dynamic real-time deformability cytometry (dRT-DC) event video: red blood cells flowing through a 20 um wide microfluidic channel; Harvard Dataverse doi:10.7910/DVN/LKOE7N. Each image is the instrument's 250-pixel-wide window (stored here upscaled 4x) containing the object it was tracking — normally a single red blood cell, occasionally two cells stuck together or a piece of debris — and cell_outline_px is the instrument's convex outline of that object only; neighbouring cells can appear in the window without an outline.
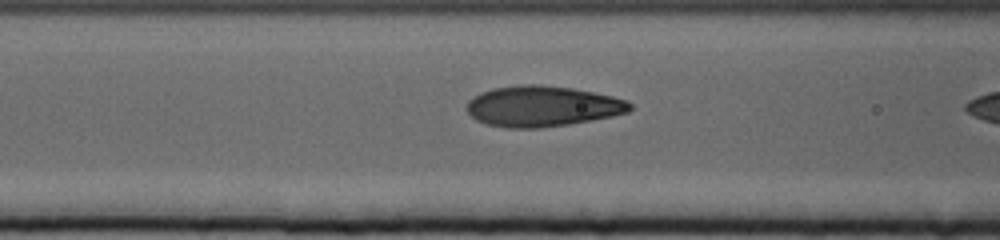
{"species": "human", "species_latin": "Homo sapiens", "temperature_condition": "cold", "stored_images_in_passage": 18, "camera_frame_rate_fps": 3000, "um_per_image_px": 0.085, "donor": {"sex": "female"}, "frame": {"image": 1, "passage_image": 17, "time_ms": 5.333, "image_size_px": [1000, 240], "cell_outline_px": [[632, 108], [628, 112], [612, 116], [568, 124], [540, 128], [508, 128], [488, 124], [476, 120], [468, 112], [468, 100], [472, 96], [480, 92], [492, 88], [520, 84], [536, 84], [572, 88], [612, 96], [628, 100], [632, 104]], "centroid_in_image_um": [46.09, 9.02], "position_along_channel_um": 120.5, "area_um2": 38.67}}